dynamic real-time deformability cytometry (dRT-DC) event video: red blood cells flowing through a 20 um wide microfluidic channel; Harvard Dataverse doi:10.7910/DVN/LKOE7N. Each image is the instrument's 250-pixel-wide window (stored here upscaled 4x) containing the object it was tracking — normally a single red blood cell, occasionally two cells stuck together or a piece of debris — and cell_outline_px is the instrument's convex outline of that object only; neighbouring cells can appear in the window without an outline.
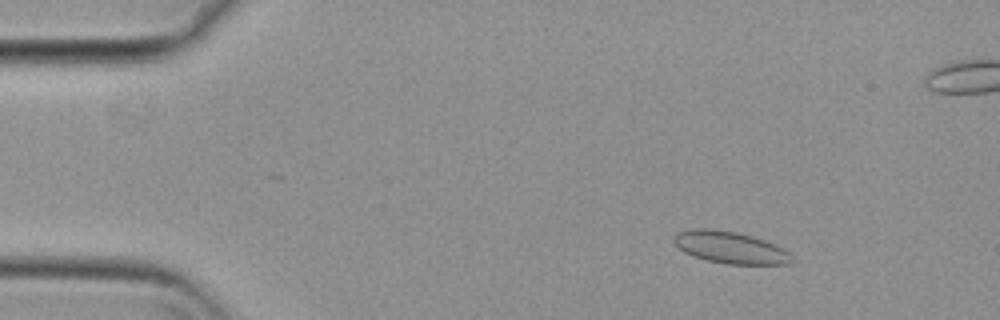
{"species": "common noctule bat (a hibernating species)", "species_latin": "Nyctalus noctula", "temperature_condition": "cold", "stored_images_in_passage": 10, "camera_frame_rate_fps": 3000, "um_per_image_px": 0.085, "animal": {"sex": "female", "body_mass_g": 29.2, "forearm_length_mm": 56.3}, "frame": {"image": 1, "passage_image": 8, "time_ms": 2.333, "image_size_px": [1000, 320], "cell_outline_px": [[792, 260], [788, 264], [724, 264], [692, 256], [684, 252], [672, 240], [680, 232], [692, 228], [708, 228], [736, 232], [752, 236], [764, 240], [784, 248], [792, 256]], "centroid_in_image_um": [62.07, 21.04], "position_along_channel_um": 22.9, "area_um2": 21.79}}